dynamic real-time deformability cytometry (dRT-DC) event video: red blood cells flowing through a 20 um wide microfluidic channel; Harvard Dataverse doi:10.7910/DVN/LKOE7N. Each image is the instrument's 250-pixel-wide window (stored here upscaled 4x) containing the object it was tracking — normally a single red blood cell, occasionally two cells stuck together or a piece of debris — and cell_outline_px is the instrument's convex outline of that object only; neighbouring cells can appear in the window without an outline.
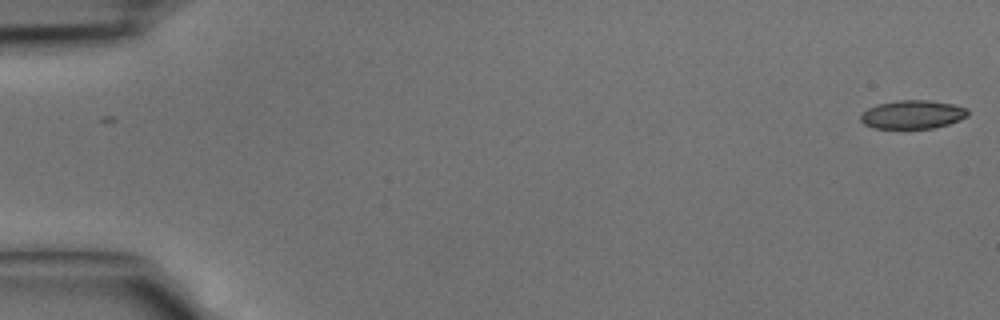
{"species": "common noctule bat (a hibernating species)", "species_latin": "Nyctalus noctula", "temperature_condition": "cold", "stored_images_in_passage": 42, "camera_frame_rate_fps": 3000, "um_per_image_px": 0.085, "animal": {"sex": "male", "body_mass_g": 15.6}, "frame": {"image": 1, "passage_image": 1, "time_ms": 0.0, "image_size_px": [1000, 320], "cell_outline_px": [[968, 116], [960, 120], [948, 124], [932, 128], [872, 128], [864, 124], [860, 120], [860, 116], [868, 108], [876, 104], [900, 100], [928, 100], [952, 104], [968, 108]], "centroid_in_image_um": [77.57, 9.73], "position_along_channel_um": 7.4, "area_um2": 17.8}}
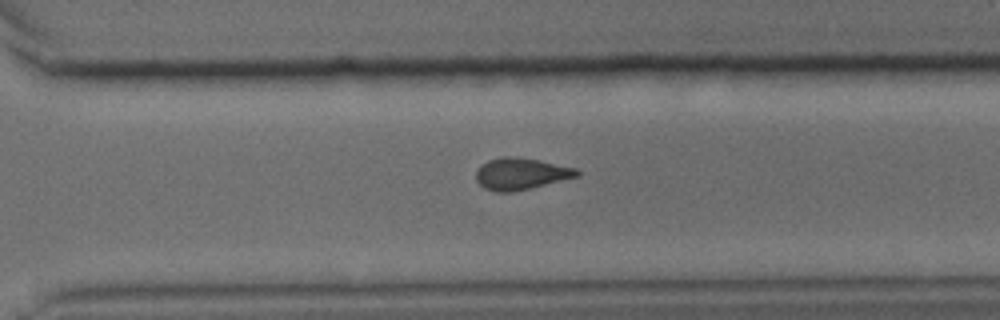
{"frame": {"image": 2, "passage_image": 30, "time_ms": 9.667, "image_size_px": [1000, 320], "cell_outline_px": [[580, 176], [528, 188], [508, 192], [496, 192], [484, 188], [476, 180], [476, 172], [480, 164], [488, 160], [504, 156], [512, 156], [540, 160], [576, 168], [580, 172]], "centroid_in_image_um": [44.26, 14.75], "position_along_channel_um": 326.3, "area_um2": 18.55}}
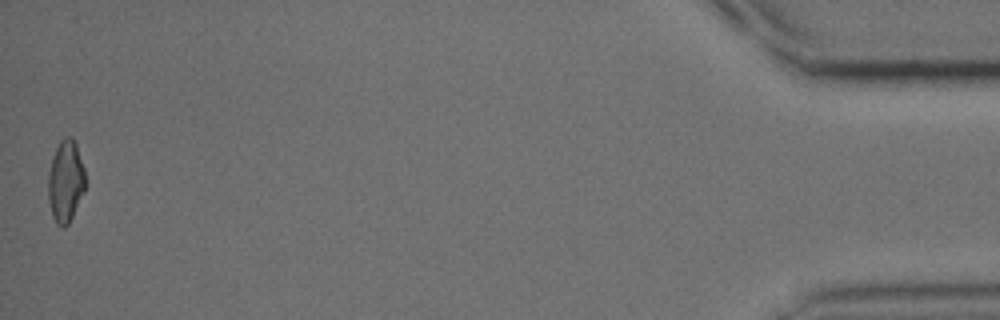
{"frame": {"image": 3, "passage_image": 42, "time_ms": 13.667, "image_size_px": [1000, 320], "cell_outline_px": [[84, 188], [72, 216], [68, 224], [64, 228], [60, 228], [56, 224], [52, 216], [48, 200], [48, 176], [52, 160], [56, 148], [60, 140], [64, 136], [72, 136], [76, 144], [84, 168]], "centroid_in_image_um": [5.55, 15.41], "position_along_channel_um": 429.7, "area_um2": 17.51}}